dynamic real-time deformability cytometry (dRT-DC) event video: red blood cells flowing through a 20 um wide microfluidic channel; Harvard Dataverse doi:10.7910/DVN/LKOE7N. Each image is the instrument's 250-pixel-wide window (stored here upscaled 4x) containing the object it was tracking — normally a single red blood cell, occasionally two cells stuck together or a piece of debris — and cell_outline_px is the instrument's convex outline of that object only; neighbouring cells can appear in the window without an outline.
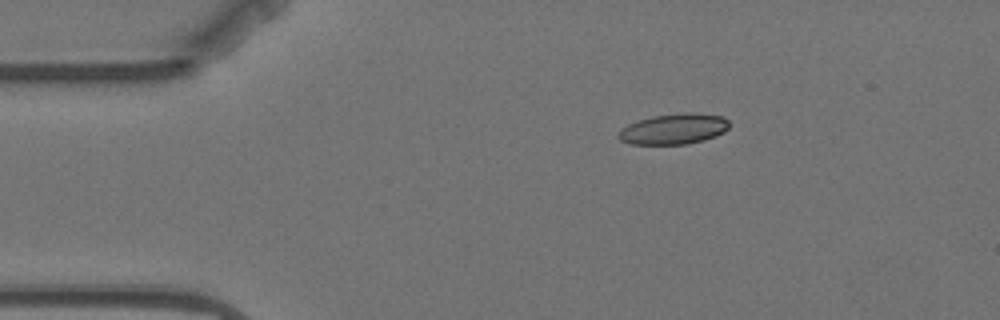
{"species": "Egyptian fruit bat (a non-hibernating species)", "species_latin": "Rousettus aegyptiacus", "temperature_condition": "warm", "stored_images_in_passage": 1, "camera_frame_rate_fps": 3000, "um_per_image_px": 0.085, "animal": {"sex": "female"}, "frame": {"image": 1, "passage_image": 1, "time_ms": 0.0, "image_size_px": [1000, 320], "cell_outline_px": [[728, 128], [724, 132], [716, 136], [704, 140], [688, 144], [632, 144], [620, 140], [616, 136], [620, 128], [636, 120], [652, 116], [688, 112], [692, 112], [724, 116], [728, 120]], "centroid_in_image_um": [57.25, 10.96], "position_along_channel_um": 27.7, "area_um2": 20.0}}